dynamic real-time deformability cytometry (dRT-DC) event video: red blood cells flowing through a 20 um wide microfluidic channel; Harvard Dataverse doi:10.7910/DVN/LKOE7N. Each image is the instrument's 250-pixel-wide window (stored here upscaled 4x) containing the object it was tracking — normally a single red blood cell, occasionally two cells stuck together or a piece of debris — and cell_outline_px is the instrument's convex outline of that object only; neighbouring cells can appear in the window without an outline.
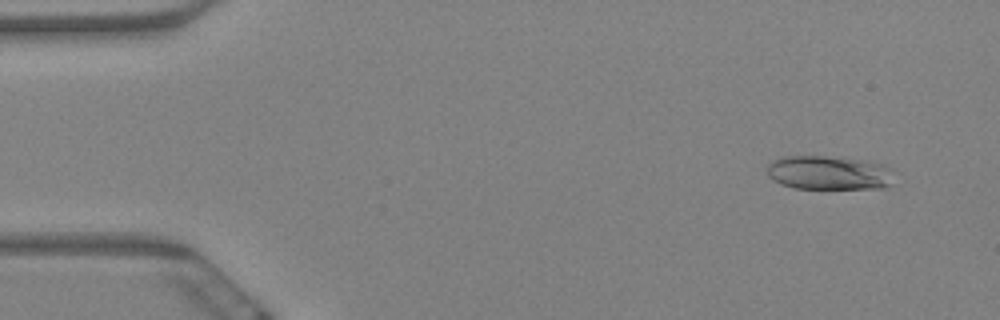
{"species": "Egyptian fruit bat (a non-hibernating species)", "species_latin": "Rousettus aegyptiacus", "temperature_condition": "warm", "stored_images_in_passage": 6, "camera_frame_rate_fps": 3000, "um_per_image_px": 0.085, "animal": {"sex": "female"}, "frame": {"image": 1, "passage_image": 2, "time_ms": 0.333, "image_size_px": [1000, 320], "cell_outline_px": [[892, 184], [884, 188], [792, 188], [780, 184], [772, 180], [768, 176], [768, 164], [772, 160], [780, 156], [824, 156], [868, 160], [884, 164], [892, 168]], "centroid_in_image_um": [70.46, 14.68], "position_along_channel_um": 14.5, "area_um2": 25.55}}
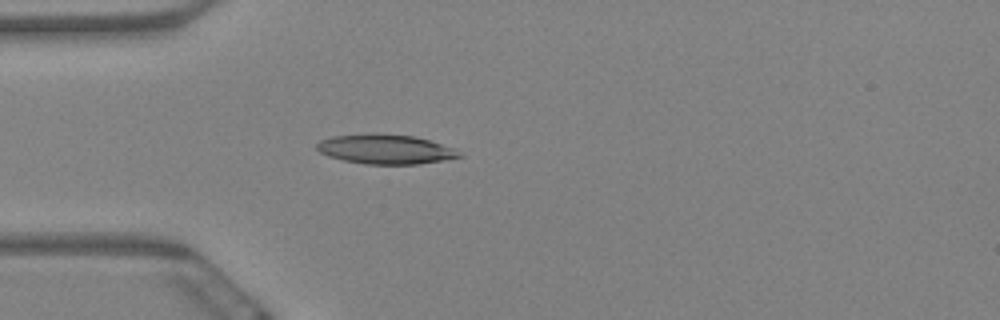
{"frame": {"image": 2, "passage_image": 5, "time_ms": 1.333, "image_size_px": [1000, 320], "cell_outline_px": [[464, 156], [444, 160], [416, 164], [364, 164], [344, 160], [328, 156], [320, 152], [316, 148], [316, 144], [320, 140], [332, 136], [372, 132], [380, 132], [416, 136], [452, 148]], "centroid_in_image_um": [32.71, 12.66], "position_along_channel_um": 52.3, "area_um2": 24.74}}